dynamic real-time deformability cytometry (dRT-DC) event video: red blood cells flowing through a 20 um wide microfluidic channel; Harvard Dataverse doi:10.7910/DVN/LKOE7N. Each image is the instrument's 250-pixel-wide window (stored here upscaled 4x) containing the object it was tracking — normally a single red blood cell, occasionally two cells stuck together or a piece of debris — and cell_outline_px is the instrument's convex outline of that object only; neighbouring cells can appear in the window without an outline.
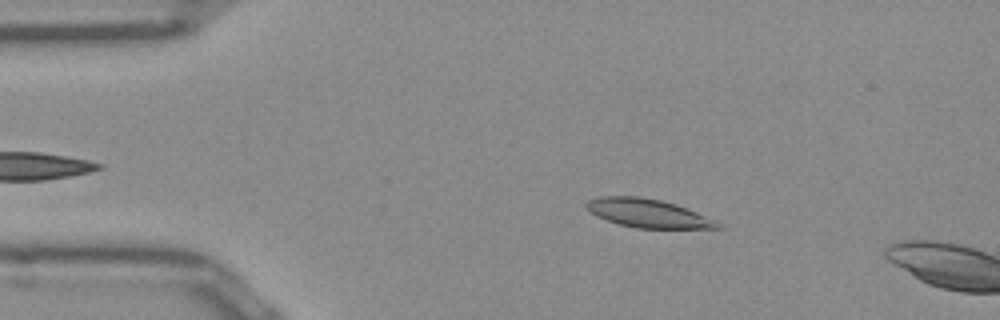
{"species": "Egyptian fruit bat (a non-hibernating species)", "species_latin": "Rousettus aegyptiacus", "temperature_condition": "room temperature", "stored_images_in_passage": 11, "camera_frame_rate_fps": 3000, "um_per_image_px": 0.085, "frame": {"image": 1, "passage_image": 8, "time_ms": 2.333, "image_size_px": [1000, 320], "cell_outline_px": [[724, 228], [636, 228], [620, 224], [596, 216], [584, 204], [588, 200], [600, 196], [636, 196], [660, 200], [676, 204], [696, 212], [720, 224]], "centroid_in_image_um": [55.04, 18.12], "position_along_channel_um": 30.0, "area_um2": 21.39}}